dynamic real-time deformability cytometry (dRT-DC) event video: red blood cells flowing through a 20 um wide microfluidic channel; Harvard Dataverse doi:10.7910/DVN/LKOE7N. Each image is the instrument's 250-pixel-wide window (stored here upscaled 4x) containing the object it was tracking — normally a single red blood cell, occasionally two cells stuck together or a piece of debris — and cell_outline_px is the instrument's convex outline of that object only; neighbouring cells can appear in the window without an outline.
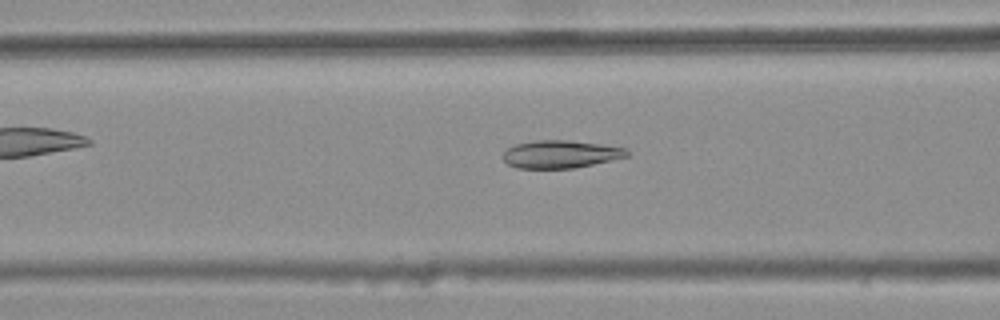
{"species": "common noctule bat (a hibernating species)", "species_latin": "Nyctalus noctula", "temperature_condition": "warm", "stored_images_in_passage": 39, "camera_frame_rate_fps": 3000, "um_per_image_px": 0.085, "animal": {"sex": "female", "body_mass_g": 25.1}, "frame": {"image": 1, "passage_image": 14, "time_ms": 4.333, "image_size_px": [1000, 320], "cell_outline_px": [[628, 156], [592, 164], [572, 168], [516, 168], [508, 164], [504, 160], [504, 152], [508, 148], [516, 144], [536, 140], [568, 140], [600, 144], [624, 148], [628, 152]], "centroid_in_image_um": [47.61, 13.1], "position_along_channel_um": 119.0, "area_um2": 19.71}}
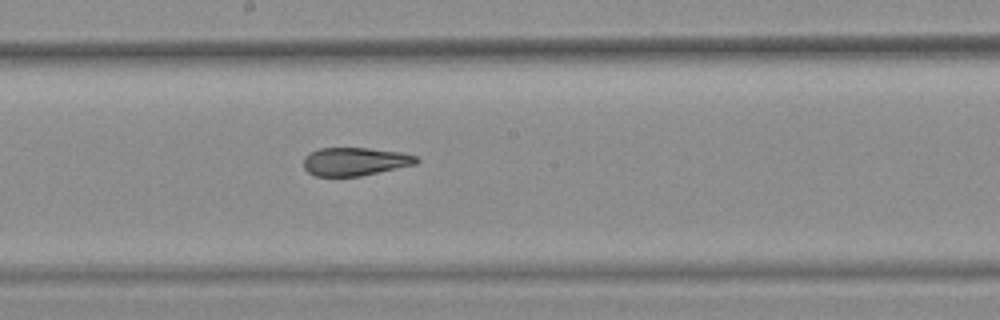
{"frame": {"image": 2, "passage_image": 22, "time_ms": 7.0, "image_size_px": [1000, 320], "cell_outline_px": [[420, 160], [416, 164], [360, 176], [316, 176], [308, 172], [304, 168], [304, 156], [320, 148], [368, 148], [400, 152], [416, 156]], "centroid_in_image_um": [30.17, 13.73], "position_along_channel_um": 218.0, "area_um2": 18.44}}
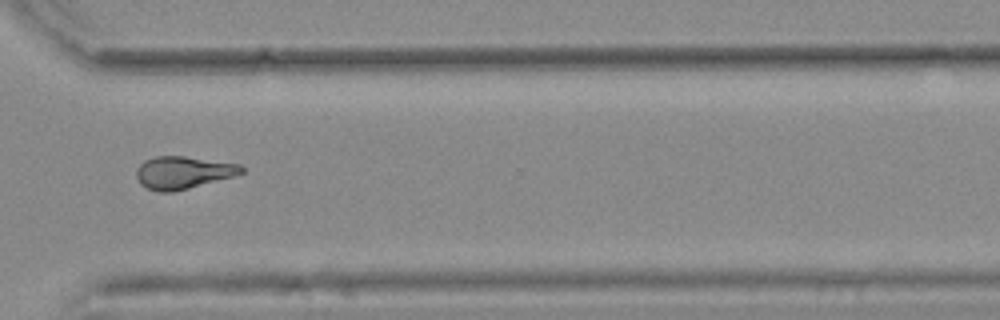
{"frame": {"image": 3, "passage_image": 33, "time_ms": 10.667, "image_size_px": [1000, 320], "cell_outline_px": [[244, 172], [232, 176], [188, 188], [172, 192], [156, 192], [140, 184], [136, 176], [136, 168], [144, 160], [152, 156], [184, 156], [240, 164], [244, 168]], "centroid_in_image_um": [15.51, 14.65], "position_along_channel_um": 355.1, "area_um2": 19.83}, "authors_computed_cell_mechanics": {"area_um2": 19.8254, "velocity_mm_per_s": 3.7265, "shape_relaxation_time_tau1_ms": null, "shape_relaxation_time_tau2_ms": 2.4686, "deformation_change_tau1": null, "deformation_change_tau2": 0.074}}